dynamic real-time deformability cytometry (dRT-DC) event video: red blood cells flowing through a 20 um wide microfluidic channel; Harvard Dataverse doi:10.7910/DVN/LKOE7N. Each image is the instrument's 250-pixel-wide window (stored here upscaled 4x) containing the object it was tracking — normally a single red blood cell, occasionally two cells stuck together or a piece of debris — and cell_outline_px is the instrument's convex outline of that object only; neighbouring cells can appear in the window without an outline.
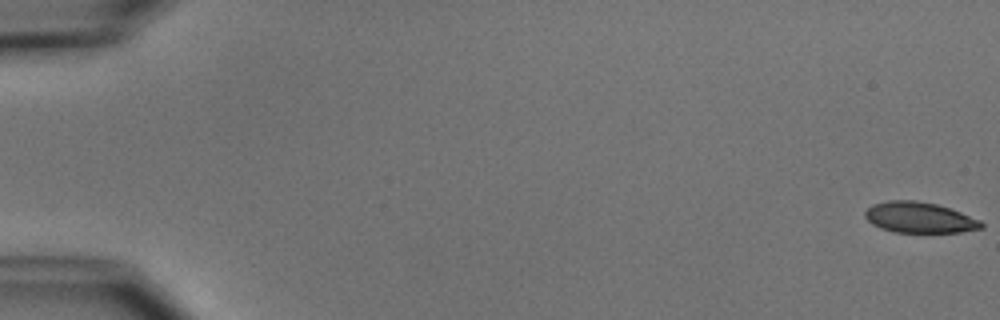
{"species": "common noctule bat (a hibernating species)", "species_latin": "Nyctalus noctula", "temperature_condition": "cold", "stored_images_in_passage": 16, "camera_frame_rate_fps": 3000, "um_per_image_px": 0.085, "animal": {"sex": "male", "body_mass_g": 15.6}, "frame": {"image": 1, "passage_image": 1, "time_ms": 0.0, "image_size_px": [1000, 320], "cell_outline_px": [[984, 228], [960, 232], [896, 232], [880, 228], [872, 224], [864, 216], [864, 212], [872, 204], [888, 200], [916, 200], [936, 204], [960, 212], [980, 220], [984, 224]], "centroid_in_image_um": [78.14, 18.49], "position_along_channel_um": 6.9, "area_um2": 20.81}}